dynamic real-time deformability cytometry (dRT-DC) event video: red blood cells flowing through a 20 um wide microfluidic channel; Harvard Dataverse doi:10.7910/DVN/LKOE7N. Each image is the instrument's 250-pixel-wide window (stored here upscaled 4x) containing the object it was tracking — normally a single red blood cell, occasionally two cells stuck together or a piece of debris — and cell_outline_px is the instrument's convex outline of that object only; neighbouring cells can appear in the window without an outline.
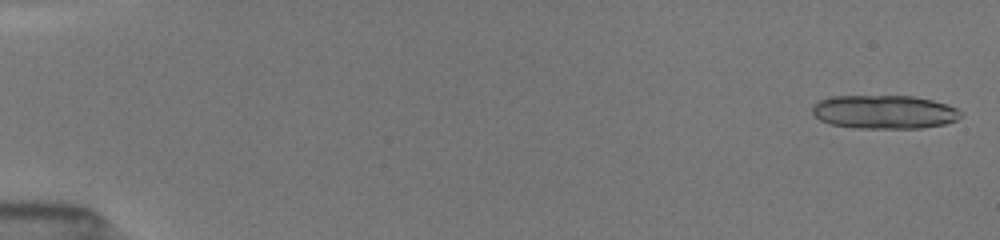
{"species": "common noctule bat (a hibernating species)", "species_latin": "Nyctalus noctula", "temperature_condition": "room temperature", "stored_images_in_passage": 21, "camera_frame_rate_fps": 3000, "um_per_image_px": 0.085, "animal": {"sex": "female", "body_mass_g": 19.5, "forearm_length_mm": 54.1}, "frame": {"image": 1, "passage_image": 1, "time_ms": 0.0, "image_size_px": [1000, 240], "cell_outline_px": [[960, 116], [956, 120], [944, 124], [920, 128], [856, 128], [832, 124], [820, 120], [812, 112], [812, 108], [820, 100], [832, 96], [912, 96], [932, 100], [948, 104], [956, 108], [960, 112]], "centroid_in_image_um": [75.17, 9.51], "position_along_channel_um": 9.8, "area_um2": 28.9}}
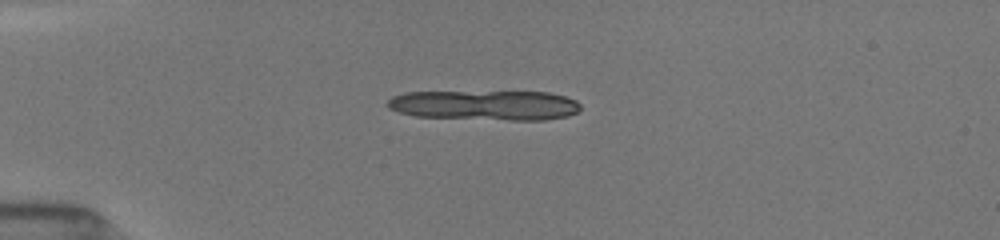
{"frame": {"image": 2, "passage_image": 13, "time_ms": 4.0, "image_size_px": [1000, 240], "cell_outline_px": [[580, 108], [576, 112], [568, 116], [544, 120], [512, 120], [416, 116], [400, 112], [388, 108], [388, 100], [392, 96], [404, 92], [548, 92], [564, 96], [576, 100], [580, 104]], "centroid_in_image_um": [41.24, 8.94], "position_along_channel_um": 43.8, "area_um2": 33.52}}